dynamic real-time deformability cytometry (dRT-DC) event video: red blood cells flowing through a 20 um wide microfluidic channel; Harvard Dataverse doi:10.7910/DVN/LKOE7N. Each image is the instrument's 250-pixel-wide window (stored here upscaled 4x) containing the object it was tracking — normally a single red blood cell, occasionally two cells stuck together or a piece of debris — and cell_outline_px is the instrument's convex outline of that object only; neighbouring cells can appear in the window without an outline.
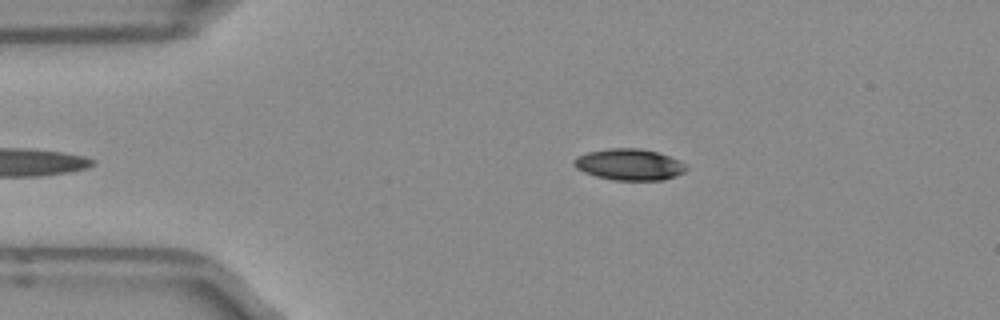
{"species": "Egyptian fruit bat (a non-hibernating species)", "species_latin": "Rousettus aegyptiacus", "temperature_condition": "room temperature", "stored_images_in_passage": 38, "camera_frame_rate_fps": 3000, "um_per_image_px": 0.085, "frame": {"image": 1, "passage_image": 3, "time_ms": 0.667, "image_size_px": [1000, 320], "cell_outline_px": [[688, 168], [684, 172], [676, 176], [664, 180], [616, 180], [596, 176], [584, 172], [576, 168], [572, 164], [576, 156], [588, 152], [608, 148], [640, 148], [656, 152], [680, 160]], "centroid_in_image_um": [53.49, 13.98], "position_along_channel_um": 31.5, "area_um2": 20.52}}
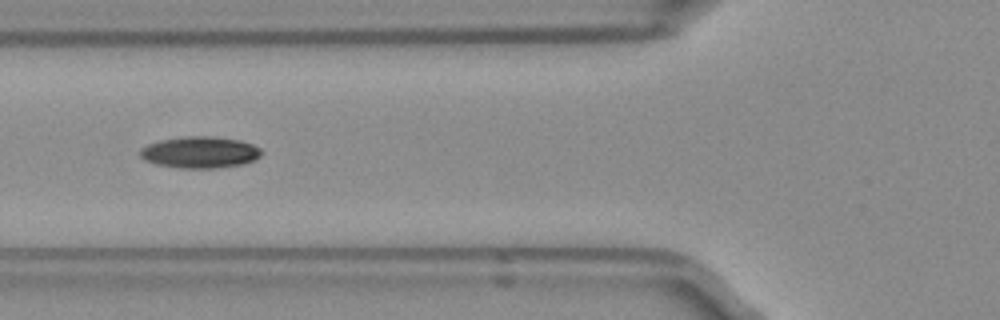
{"frame": {"image": 2, "passage_image": 12, "time_ms": 3.667, "image_size_px": [1000, 320], "cell_outline_px": [[264, 152], [260, 156], [252, 160], [240, 164], [212, 168], [180, 168], [156, 164], [144, 160], [140, 156], [140, 148], [148, 144], [160, 140], [184, 136], [212, 136], [240, 140], [252, 144], [260, 148]], "centroid_in_image_um": [16.97, 12.93], "position_along_channel_um": 108.8, "area_um2": 22.25}}
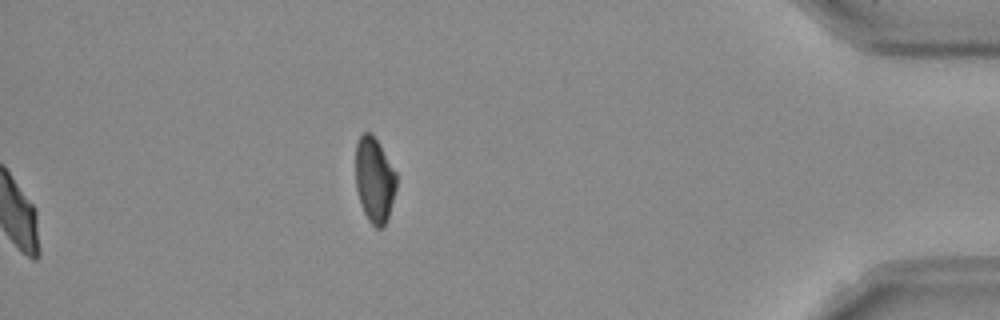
{"frame": {"image": 3, "passage_image": 38, "time_ms": 12.333, "image_size_px": [1000, 320], "cell_outline_px": [[396, 188], [388, 220], [384, 228], [376, 228], [368, 220], [364, 212], [356, 188], [356, 144], [360, 136], [364, 132], [372, 132], [396, 172]], "centroid_in_image_um": [31.84, 15.31], "position_along_channel_um": 403.4, "area_um2": 20.29}, "authors_computed_cell_mechanics": {"area_um2": 21.386, "velocity_mm_per_s": 3.9645, "shape_relaxation_time_tau1_ms": 3.5639, "shape_relaxation_time_tau2_ms": null, "deformation_change_tau1": 0.1271, "deformation_change_tau2": null}}